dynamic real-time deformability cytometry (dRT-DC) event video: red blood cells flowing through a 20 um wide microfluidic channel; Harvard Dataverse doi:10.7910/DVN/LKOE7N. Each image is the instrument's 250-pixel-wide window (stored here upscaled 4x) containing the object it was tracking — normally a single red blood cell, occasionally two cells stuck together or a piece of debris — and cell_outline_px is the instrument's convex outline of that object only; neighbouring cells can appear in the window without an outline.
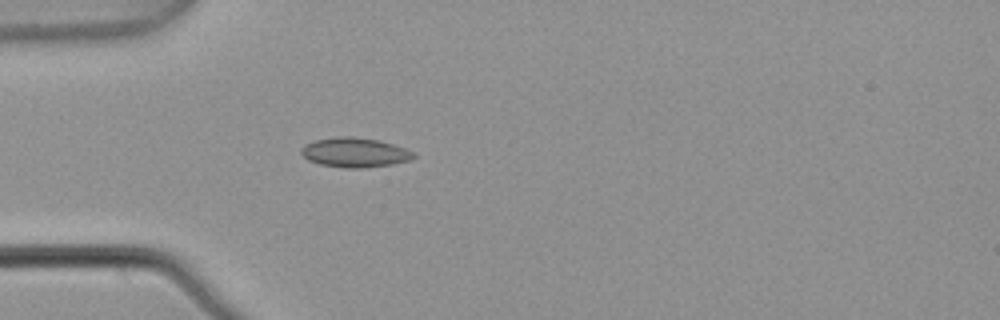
{"species": "common noctule bat (a hibernating species)", "species_latin": "Nyctalus noctula", "temperature_condition": "warm", "stored_images_in_passage": 4, "camera_frame_rate_fps": 3000, "um_per_image_px": 0.085, "animal": {"sex": "male", "body_mass_g": 21.5, "forearm_length_mm": 52.0}, "frame": {"image": 1, "passage_image": 4, "time_ms": 1.0, "image_size_px": [1000, 320], "cell_outline_px": [[416, 156], [408, 160], [392, 164], [364, 168], [344, 168], [320, 164], [308, 160], [300, 152], [300, 148], [304, 144], [316, 140], [336, 136], [352, 136], [380, 140], [416, 152]], "centroid_in_image_um": [30.14, 12.95], "position_along_channel_um": 54.9, "area_um2": 19.48}}